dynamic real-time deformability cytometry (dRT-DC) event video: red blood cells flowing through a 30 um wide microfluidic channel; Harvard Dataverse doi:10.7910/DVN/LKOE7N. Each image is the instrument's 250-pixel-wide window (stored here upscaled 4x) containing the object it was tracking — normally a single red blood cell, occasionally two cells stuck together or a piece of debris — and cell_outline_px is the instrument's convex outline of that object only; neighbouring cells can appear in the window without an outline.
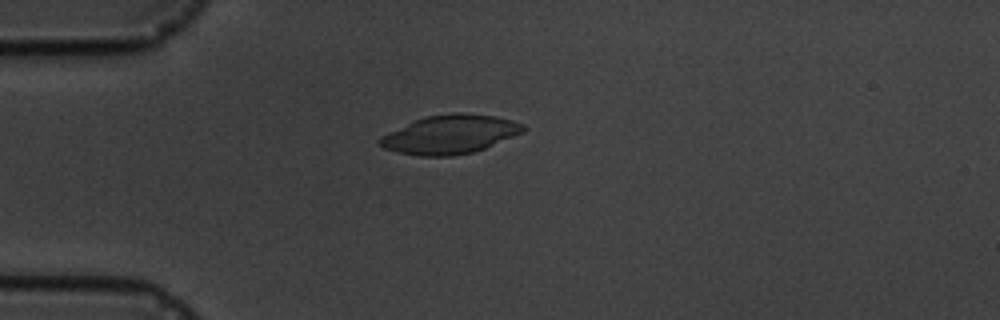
{"species": "common noctule bat (a hibernating species)", "species_latin": "Nyctalus noctula", "temperature_condition": "cold", "stored_images_in_passage": 5, "camera_frame_rate_fps": 3000, "um_per_image_px": 0.085, "animal": {"sex": "male", "body_mass_g": 19.5, "forearm_length_mm": 54.6}, "frame": {"image": 1, "passage_image": 5, "time_ms": 6.333, "image_size_px": [1000, 320], "cell_outline_px": [[528, 128], [524, 132], [484, 148], [472, 152], [452, 156], [420, 156], [396, 152], [384, 148], [376, 140], [380, 136], [416, 120], [428, 116], [452, 112], [460, 112], [496, 116], [512, 120], [524, 124]], "centroid_in_image_um": [38.27, 11.42], "position_along_channel_um": 46.7, "area_um2": 32.31}}